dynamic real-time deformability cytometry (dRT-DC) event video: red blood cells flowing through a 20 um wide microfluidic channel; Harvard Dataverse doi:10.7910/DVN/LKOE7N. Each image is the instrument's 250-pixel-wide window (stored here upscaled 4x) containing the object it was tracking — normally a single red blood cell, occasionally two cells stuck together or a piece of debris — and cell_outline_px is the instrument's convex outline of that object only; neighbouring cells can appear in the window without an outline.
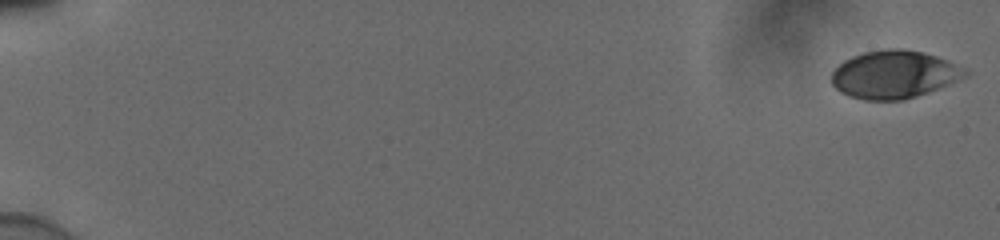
{"species": "human", "species_latin": "Homo sapiens", "temperature_condition": "cold", "stored_images_in_passage": 55, "camera_frame_rate_fps": 3000, "um_per_image_px": 0.085, "donor": {"sex": "male"}, "frame": {"image": 1, "passage_image": 1, "time_ms": 0.0, "image_size_px": [1000, 240], "cell_outline_px": [[968, 76], [928, 92], [904, 100], [864, 100], [848, 96], [840, 92], [832, 84], [832, 72], [844, 60], [852, 56], [864, 52], [888, 48], [900, 48], [924, 52], [948, 60], [968, 72]], "centroid_in_image_um": [75.98, 6.33], "position_along_channel_um": 9.0, "area_um2": 37.17}}
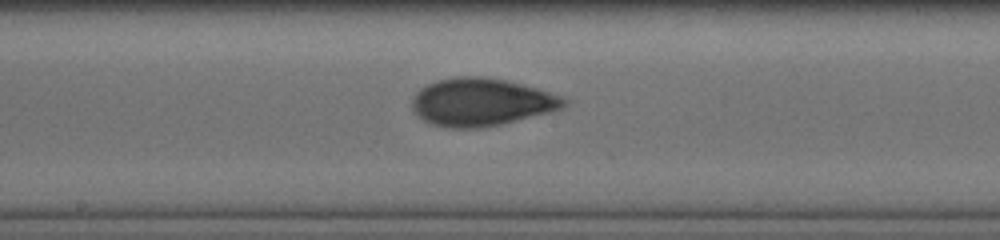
{"frame": {"image": 2, "passage_image": 32, "time_ms": 10.333, "image_size_px": [1000, 240], "cell_outline_px": [[568, 104], [552, 112], [500, 124], [480, 128], [448, 128], [432, 124], [424, 120], [412, 108], [412, 100], [416, 92], [420, 88], [428, 84], [440, 80], [460, 76], [480, 76], [504, 80], [520, 84], [548, 92], [560, 96], [568, 100]], "centroid_in_image_um": [40.91, 8.69], "position_along_channel_um": 207.3, "area_um2": 41.79}}
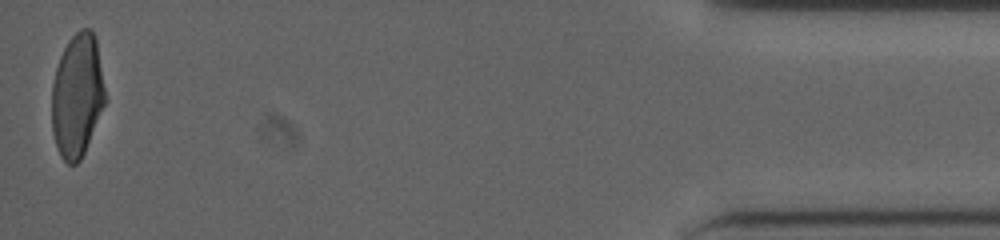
{"frame": {"image": 3, "passage_image": 55, "time_ms": 18.0, "image_size_px": [1000, 240], "cell_outline_px": [[104, 104], [84, 152], [80, 160], [76, 164], [68, 164], [60, 156], [52, 132], [52, 84], [56, 68], [60, 56], [68, 40], [80, 28], [92, 28], [96, 40], [104, 88]], "centroid_in_image_um": [6.53, 8.1], "position_along_channel_um": 428.7, "area_um2": 37.92}, "authors_computed_cell_mechanics": {"area_um2": 39.9398, "velocity_mm_per_s": 3.8768, "shape_relaxation_time_tau1_ms": 4.6651, "shape_relaxation_time_tau2_ms": 1.0701, "deformation_change_tau1": 0.1679, "deformation_change_tau2": 0.0561}}